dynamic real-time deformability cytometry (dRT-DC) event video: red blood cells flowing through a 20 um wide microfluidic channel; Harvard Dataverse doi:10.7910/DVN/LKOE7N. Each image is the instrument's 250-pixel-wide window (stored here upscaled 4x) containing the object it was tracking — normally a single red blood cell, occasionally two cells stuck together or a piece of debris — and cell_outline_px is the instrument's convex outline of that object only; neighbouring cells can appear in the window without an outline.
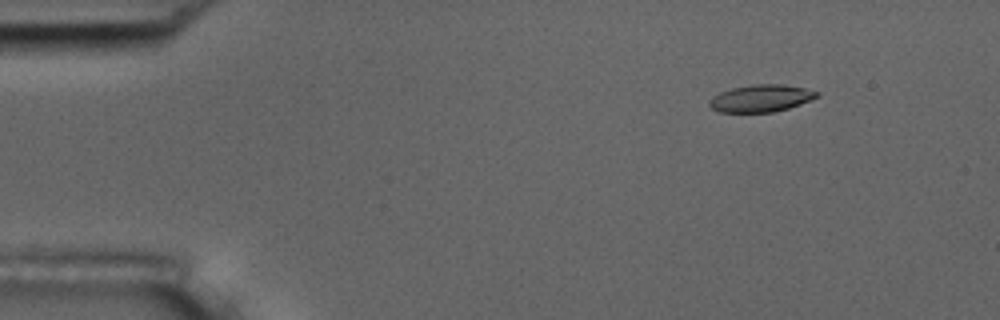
{"species": "common noctule bat (a hibernating species)", "species_latin": "Nyctalus noctula", "temperature_condition": "room temperature", "stored_images_in_passage": 56, "camera_frame_rate_fps": 3000, "um_per_image_px": 0.085, "animal": {"sex": "male", "body_mass_g": 17.5, "forearm_length_mm": 52.3}, "frame": {"image": 1, "passage_image": 7, "time_ms": 2.0, "image_size_px": [1000, 320], "cell_outline_px": [[820, 96], [800, 104], [788, 108], [772, 112], [720, 112], [712, 108], [708, 104], [712, 96], [720, 92], [732, 88], [752, 84], [784, 84], [804, 88], [820, 92]], "centroid_in_image_um": [64.69, 8.34], "position_along_channel_um": 20.3, "area_um2": 17.05}}
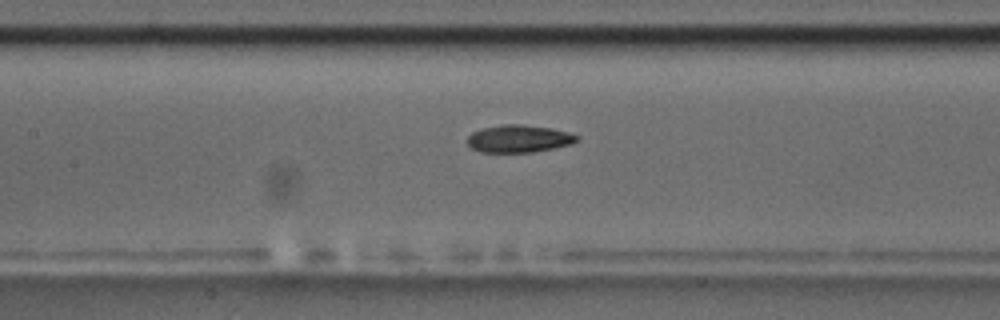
{"frame": {"image": 2, "passage_image": 26, "time_ms": 8.333, "image_size_px": [1000, 320], "cell_outline_px": [[580, 140], [572, 144], [532, 152], [480, 152], [472, 148], [468, 144], [468, 136], [472, 132], [480, 128], [500, 124], [520, 124], [552, 128], [568, 132], [580, 136]], "centroid_in_image_um": [44.11, 11.78], "position_along_channel_um": 163.3, "area_um2": 17.69}}
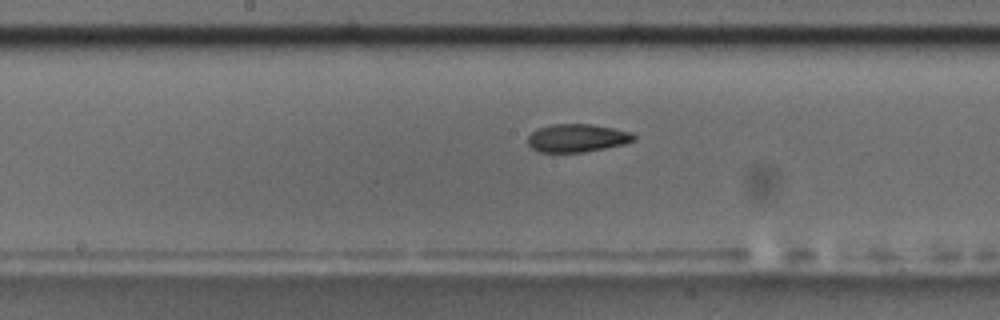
{"frame": {"image": 3, "passage_image": 29, "time_ms": 9.333, "image_size_px": [1000, 320], "cell_outline_px": [[636, 140], [624, 144], [584, 152], [540, 152], [532, 148], [528, 144], [528, 136], [536, 128], [552, 124], [592, 124], [632, 132], [636, 136]], "centroid_in_image_um": [49.05, 11.72], "position_along_channel_um": 199.1, "area_um2": 17.4}, "authors_computed_cell_mechanics": {"area_um2": 17.7735, "velocity_mm_per_s": 3.6198, "shape_relaxation_time_tau1_ms": 6.0076, "shape_relaxation_time_tau2_ms": 3.2634, "deformation_change_tau1": 0.167, "deformation_change_tau2": 0.096}}